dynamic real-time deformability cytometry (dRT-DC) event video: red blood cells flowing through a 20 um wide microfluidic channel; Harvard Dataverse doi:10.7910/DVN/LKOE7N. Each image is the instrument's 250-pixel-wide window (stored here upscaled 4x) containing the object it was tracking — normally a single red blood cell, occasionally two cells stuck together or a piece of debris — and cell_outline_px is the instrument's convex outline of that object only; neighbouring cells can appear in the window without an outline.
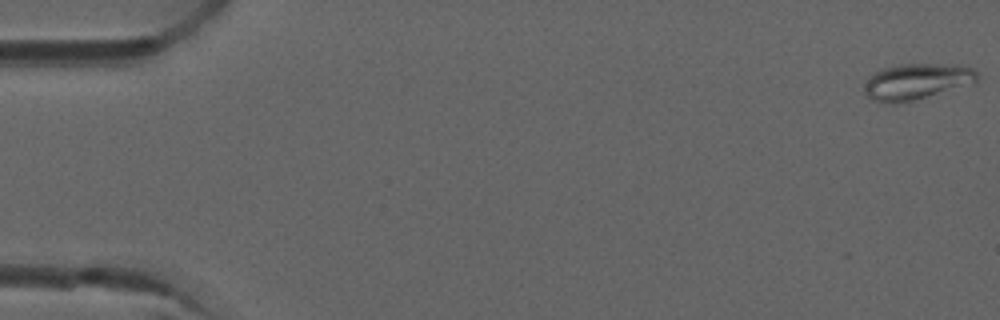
{"species": "common noctule bat (a hibernating species)", "species_latin": "Nyctalus noctula", "temperature_condition": "room temperature", "stored_images_in_passage": 5, "camera_frame_rate_fps": 3000, "um_per_image_px": 0.085, "animal": {"sex": "male", "forearm_length_mm": 52.5}, "frame": {"image": 1, "passage_image": 1, "time_ms": 0.0, "image_size_px": [1000, 320], "cell_outline_px": [[980, 76], [976, 84], [912, 100], [872, 100], [864, 92], [864, 84], [876, 72], [884, 68], [900, 64], [956, 64], [972, 68]], "centroid_in_image_um": [78.04, 6.89], "position_along_channel_um": 7.0, "area_um2": 23.18}}